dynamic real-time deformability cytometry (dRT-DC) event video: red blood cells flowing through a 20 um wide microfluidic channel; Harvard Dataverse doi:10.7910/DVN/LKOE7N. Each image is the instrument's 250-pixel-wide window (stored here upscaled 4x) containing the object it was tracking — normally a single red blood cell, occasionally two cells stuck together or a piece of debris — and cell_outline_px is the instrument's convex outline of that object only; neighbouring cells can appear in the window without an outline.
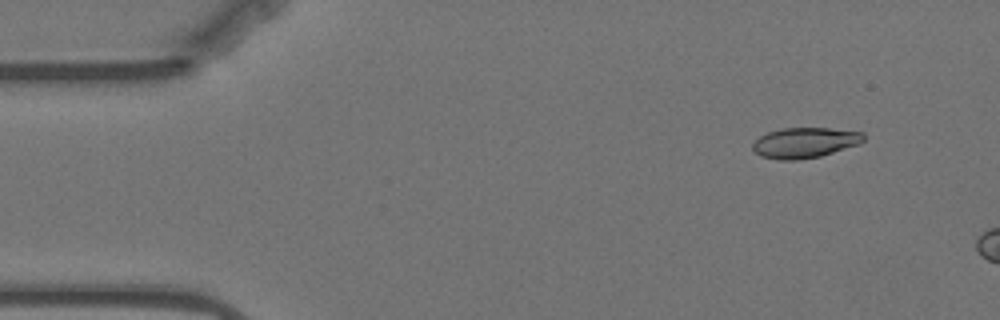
{"species": "Egyptian fruit bat (a non-hibernating species)", "species_latin": "Rousettus aegyptiacus", "temperature_condition": "warm", "stored_images_in_passage": 10, "camera_frame_rate_fps": 3000, "um_per_image_px": 0.085, "animal": {"sex": "female"}, "frame": {"image": 1, "passage_image": 1, "time_ms": 0.0, "image_size_px": [1000, 320], "cell_outline_px": [[864, 140], [860, 144], [820, 156], [796, 160], [780, 160], [760, 156], [752, 148], [752, 144], [760, 136], [768, 132], [780, 128], [828, 128], [864, 132]], "centroid_in_image_um": [68.41, 12.12], "position_along_channel_um": 16.6, "area_um2": 19.65}}